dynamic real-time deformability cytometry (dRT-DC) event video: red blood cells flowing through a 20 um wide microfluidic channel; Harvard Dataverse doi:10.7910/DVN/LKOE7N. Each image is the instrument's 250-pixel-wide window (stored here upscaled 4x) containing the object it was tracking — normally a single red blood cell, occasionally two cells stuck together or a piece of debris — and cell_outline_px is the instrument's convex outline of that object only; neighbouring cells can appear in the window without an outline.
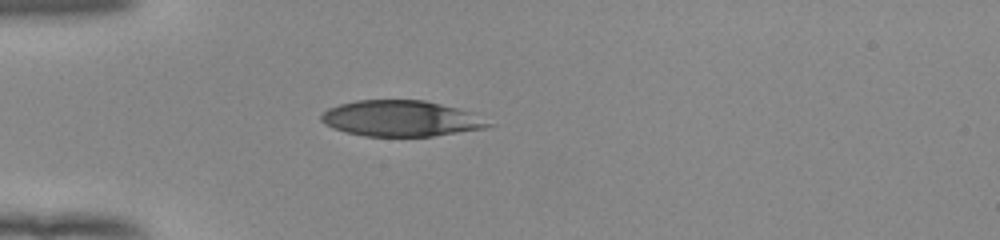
{"species": "human", "species_latin": "Homo sapiens", "temperature_condition": "room temperature", "stored_images_in_passage": 38, "camera_frame_rate_fps": 3000, "um_per_image_px": 0.085, "donor": {"sex": "female"}, "frame": {"image": 1, "passage_image": 1, "time_ms": 0.0, "image_size_px": [1000, 240], "cell_outline_px": [[496, 124], [484, 128], [432, 136], [364, 136], [344, 132], [332, 128], [324, 124], [320, 120], [320, 116], [328, 108], [340, 104], [356, 100], [424, 100], [476, 112]], "centroid_in_image_um": [34.12, 10.07], "position_along_channel_um": 50.9, "area_um2": 35.32}}
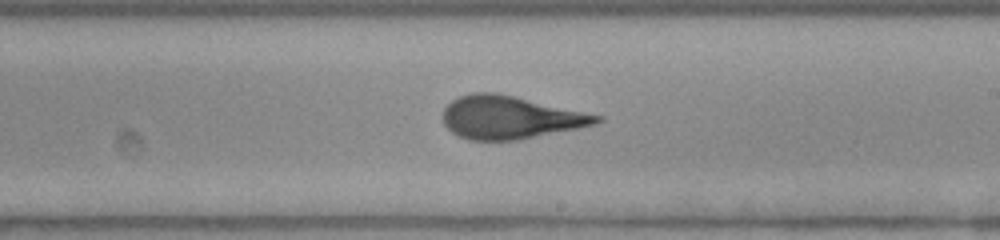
{"frame": {"image": 2, "passage_image": 17, "time_ms": 5.333, "image_size_px": [1000, 240], "cell_outline_px": [[604, 120], [596, 124], [520, 140], [468, 140], [456, 136], [444, 124], [444, 108], [452, 100], [460, 96], [472, 92], [496, 92], [604, 116]], "centroid_in_image_um": [43.36, 9.98], "position_along_channel_um": 245.6, "area_um2": 38.44}}
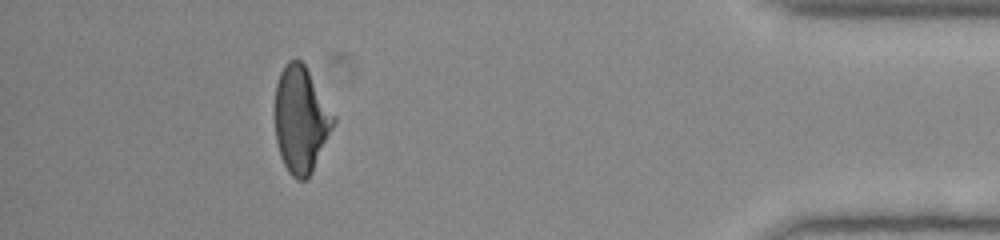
{"frame": {"image": 3, "passage_image": 33, "time_ms": 10.667, "image_size_px": [1000, 240], "cell_outline_px": [[336, 120], [312, 172], [304, 180], [296, 180], [288, 172], [280, 156], [276, 140], [276, 84], [280, 72], [288, 60], [296, 56], [304, 64], [336, 116]], "centroid_in_image_um": [25.58, 10.14], "position_along_channel_um": 409.6, "area_um2": 36.13}, "authors_computed_cell_mechanics": {"area_um2": 37.9168, "velocity_mm_per_s": 3.9678, "shape_relaxation_time_tau1_ms": 4.6293, "shape_relaxation_time_tau2_ms": 0.8747, "deformation_change_tau1": 0.1774, "deformation_change_tau2": 0.0656}}